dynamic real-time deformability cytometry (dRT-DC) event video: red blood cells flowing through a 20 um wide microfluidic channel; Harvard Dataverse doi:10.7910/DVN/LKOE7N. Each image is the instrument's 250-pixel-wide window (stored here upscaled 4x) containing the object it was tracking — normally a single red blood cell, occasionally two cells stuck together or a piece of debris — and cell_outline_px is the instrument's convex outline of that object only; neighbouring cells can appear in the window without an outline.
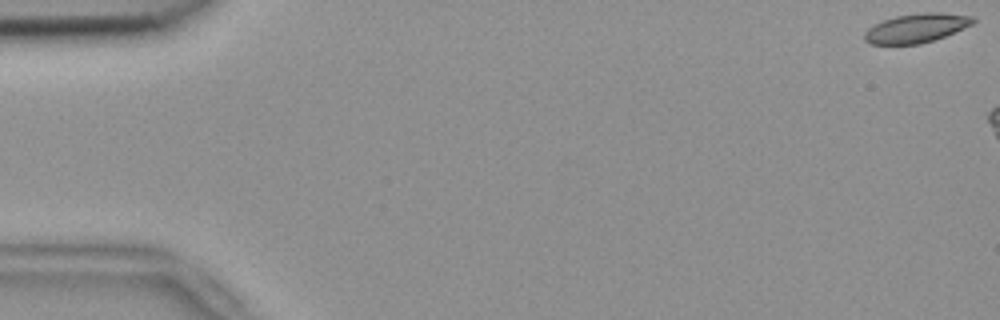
{"species": "common noctule bat (a hibernating species)", "species_latin": "Nyctalus noctula", "temperature_condition": "room temperature", "stored_images_in_passage": 8, "camera_frame_rate_fps": 3000, "um_per_image_px": 0.085, "animal": {"sex": "female", "body_mass_g": 18.4}, "frame": {"image": 1, "passage_image": 1, "time_ms": 0.0, "image_size_px": [1000, 320], "cell_outline_px": [[976, 20], [972, 24], [944, 36], [920, 44], [868, 44], [864, 40], [864, 32], [868, 28], [884, 20], [896, 16], [920, 12], [940, 12], [972, 16]], "centroid_in_image_um": [77.86, 2.38], "position_along_channel_um": 7.1, "area_um2": 18.26}}